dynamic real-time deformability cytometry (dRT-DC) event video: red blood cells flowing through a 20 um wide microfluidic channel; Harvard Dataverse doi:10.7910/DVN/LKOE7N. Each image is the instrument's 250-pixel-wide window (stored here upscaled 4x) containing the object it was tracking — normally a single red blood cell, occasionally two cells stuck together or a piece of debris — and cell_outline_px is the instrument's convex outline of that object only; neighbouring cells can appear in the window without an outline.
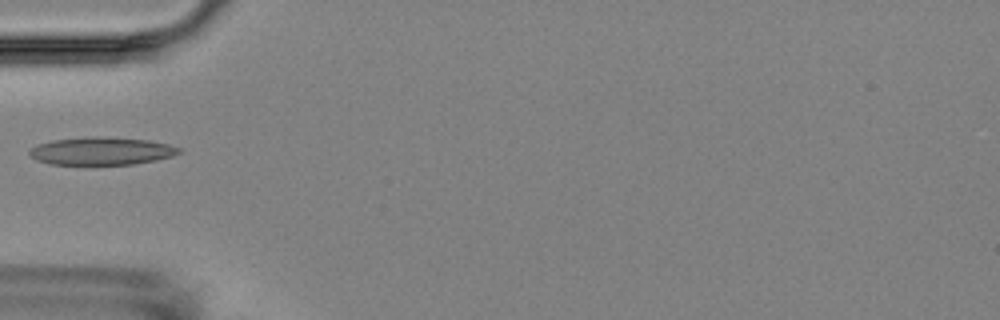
{"species": "Egyptian fruit bat (a non-hibernating species)", "species_latin": "Rousettus aegyptiacus", "temperature_condition": "room temperature", "stored_images_in_passage": 3, "camera_frame_rate_fps": 3000, "um_per_image_px": 0.085, "animal": {"sex": "female"}, "frame": {"image": 1, "passage_image": 3, "time_ms": 3.333, "image_size_px": [1000, 320], "cell_outline_px": [[180, 152], [172, 156], [156, 160], [132, 164], [52, 164], [36, 160], [28, 152], [28, 148], [36, 144], [52, 140], [92, 136], [100, 136], [152, 140], [168, 144], [180, 148]], "centroid_in_image_um": [8.6, 12.82], "position_along_channel_um": 76.4, "area_um2": 24.28}}